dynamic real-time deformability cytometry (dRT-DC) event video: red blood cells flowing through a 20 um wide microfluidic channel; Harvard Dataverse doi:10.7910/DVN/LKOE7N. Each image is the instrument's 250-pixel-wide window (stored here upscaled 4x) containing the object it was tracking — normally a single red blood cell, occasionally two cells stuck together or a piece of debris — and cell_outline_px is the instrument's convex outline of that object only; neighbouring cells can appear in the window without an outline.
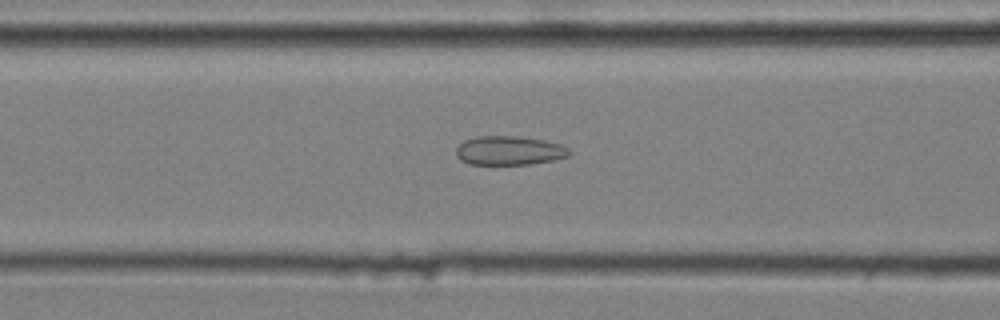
{"species": "common noctule bat (a hibernating species)", "species_latin": "Nyctalus noctula", "temperature_condition": "cold", "stored_images_in_passage": 34, "camera_frame_rate_fps": 3000, "um_per_image_px": 0.085, "animal": {"sex": "male", "body_mass_g": 20.4}, "frame": {"image": 1, "passage_image": 5, "time_ms": 1.333, "image_size_px": [1000, 320], "cell_outline_px": [[572, 152], [568, 156], [552, 160], [532, 164], [468, 164], [460, 160], [456, 156], [456, 148], [464, 140], [476, 136], [516, 136], [544, 140], [564, 144]], "centroid_in_image_um": [43.29, 12.79], "position_along_channel_um": 123.3, "area_um2": 19.31}}
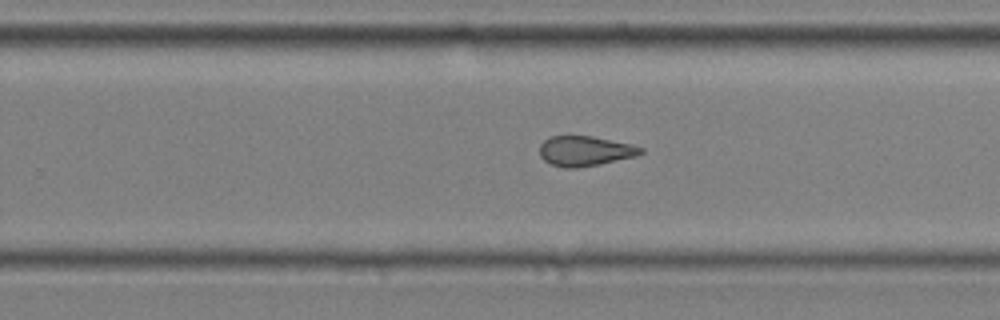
{"frame": {"image": 2, "passage_image": 18, "time_ms": 5.667, "image_size_px": [1000, 320], "cell_outline_px": [[644, 152], [636, 156], [600, 164], [576, 168], [564, 168], [552, 164], [544, 160], [540, 156], [540, 144], [548, 136], [592, 136], [632, 144], [644, 148]], "centroid_in_image_um": [49.73, 12.83], "position_along_channel_um": 280.1, "area_um2": 17.74}}
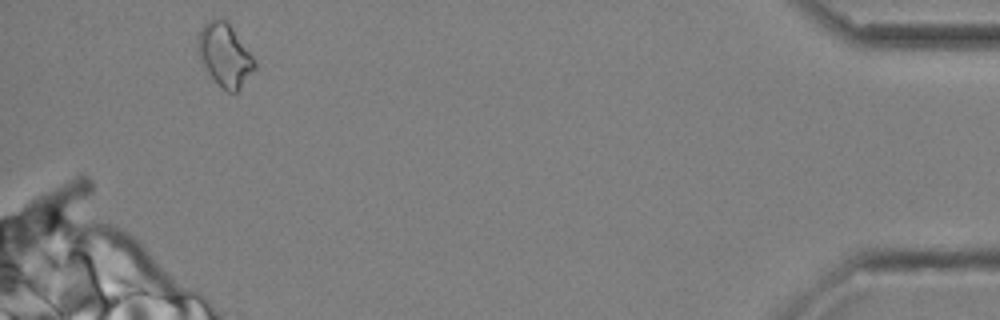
{"frame": {"image": 3, "passage_image": 34, "time_ms": 11.0, "image_size_px": [1000, 320], "cell_outline_px": [[256, 68], [240, 88], [236, 92], [228, 92], [208, 72], [200, 60], [196, 44], [200, 28], [212, 16], [220, 16], [232, 28], [256, 60]], "centroid_in_image_um": [19.09, 4.62], "position_along_channel_um": 416.1, "area_um2": 20.69}}